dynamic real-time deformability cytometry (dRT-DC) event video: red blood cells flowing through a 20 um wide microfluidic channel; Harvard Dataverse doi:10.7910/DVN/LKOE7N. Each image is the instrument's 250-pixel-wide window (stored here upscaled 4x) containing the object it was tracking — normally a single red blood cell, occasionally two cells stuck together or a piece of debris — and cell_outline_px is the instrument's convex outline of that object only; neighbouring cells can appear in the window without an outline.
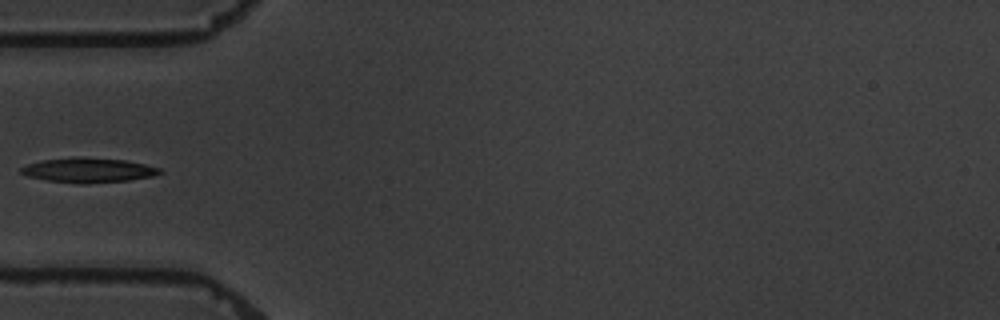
{"species": "common noctule bat (a hibernating species)", "species_latin": "Nyctalus noctula", "temperature_condition": "warm", "stored_images_in_passage": 5, "camera_frame_rate_fps": 3000, "um_per_image_px": 0.085, "animal": {"sex": "male", "body_mass_g": 19.5, "forearm_length_mm": 54.6}, "frame": {"image": 1, "passage_image": 5, "time_ms": 4.667, "image_size_px": [1000, 320], "cell_outline_px": [[164, 172], [152, 176], [128, 180], [88, 184], [80, 184], [48, 180], [28, 176], [20, 172], [20, 168], [28, 164], [44, 160], [72, 156], [80, 156], [124, 160], [144, 164], [160, 168]], "centroid_in_image_um": [7.52, 14.46], "position_along_channel_um": 77.5, "area_um2": 20.0}}